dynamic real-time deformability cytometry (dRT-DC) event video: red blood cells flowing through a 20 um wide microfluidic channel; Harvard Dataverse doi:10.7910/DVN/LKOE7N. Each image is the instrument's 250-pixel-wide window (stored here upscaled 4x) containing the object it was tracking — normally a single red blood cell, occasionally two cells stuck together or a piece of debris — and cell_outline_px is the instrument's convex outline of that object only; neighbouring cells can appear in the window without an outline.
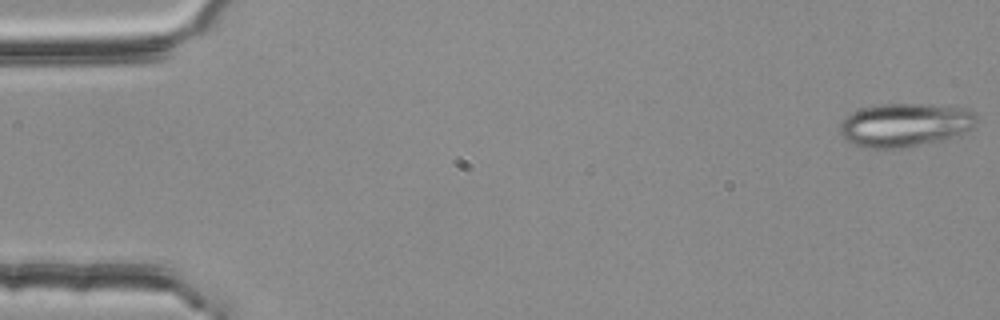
{"species": "common noctule bat (a hibernating species)", "species_latin": "Nyctalus noctula", "temperature_condition": "room temperature", "stored_images_in_passage": 14, "camera_frame_rate_fps": 3000, "um_per_image_px": 0.085, "animal": {"sex": "female", "body_mass_g": 25.1}, "frame": {"image": 1, "passage_image": 1, "time_ms": 0.0, "image_size_px": [1000, 320], "cell_outline_px": [[980, 120], [972, 128], [964, 132], [940, 140], [900, 148], [864, 148], [852, 144], [840, 132], [840, 124], [852, 112], [864, 108], [884, 104], [920, 104], [964, 108], [972, 112]], "centroid_in_image_um": [76.93, 10.62], "position_along_channel_um": 8.1, "area_um2": 34.1}}